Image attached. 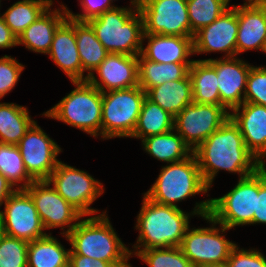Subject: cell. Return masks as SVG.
Listing matches in <instances>:
<instances>
[{
  "label": "cell",
  "instance_id": "cell-46",
  "mask_svg": "<svg viewBox=\"0 0 266 267\" xmlns=\"http://www.w3.org/2000/svg\"><path fill=\"white\" fill-rule=\"evenodd\" d=\"M211 267H230V266L227 263H225V264H219V265L211 266Z\"/></svg>",
  "mask_w": 266,
  "mask_h": 267
},
{
  "label": "cell",
  "instance_id": "cell-16",
  "mask_svg": "<svg viewBox=\"0 0 266 267\" xmlns=\"http://www.w3.org/2000/svg\"><path fill=\"white\" fill-rule=\"evenodd\" d=\"M233 6V7H232ZM238 5H231L210 25L194 34V54L225 52L223 58L236 57Z\"/></svg>",
  "mask_w": 266,
  "mask_h": 267
},
{
  "label": "cell",
  "instance_id": "cell-31",
  "mask_svg": "<svg viewBox=\"0 0 266 267\" xmlns=\"http://www.w3.org/2000/svg\"><path fill=\"white\" fill-rule=\"evenodd\" d=\"M172 129H174V117L146 97L131 138L143 140Z\"/></svg>",
  "mask_w": 266,
  "mask_h": 267
},
{
  "label": "cell",
  "instance_id": "cell-6",
  "mask_svg": "<svg viewBox=\"0 0 266 267\" xmlns=\"http://www.w3.org/2000/svg\"><path fill=\"white\" fill-rule=\"evenodd\" d=\"M209 190L193 153L180 162L162 166L158 178L144 194L156 203L178 207L176 203Z\"/></svg>",
  "mask_w": 266,
  "mask_h": 267
},
{
  "label": "cell",
  "instance_id": "cell-11",
  "mask_svg": "<svg viewBox=\"0 0 266 267\" xmlns=\"http://www.w3.org/2000/svg\"><path fill=\"white\" fill-rule=\"evenodd\" d=\"M144 34L191 36L187 0H140Z\"/></svg>",
  "mask_w": 266,
  "mask_h": 267
},
{
  "label": "cell",
  "instance_id": "cell-23",
  "mask_svg": "<svg viewBox=\"0 0 266 267\" xmlns=\"http://www.w3.org/2000/svg\"><path fill=\"white\" fill-rule=\"evenodd\" d=\"M67 17L64 4H61V8L54 10L50 5L35 22L17 37V45H24L25 48L35 53L47 54L57 28Z\"/></svg>",
  "mask_w": 266,
  "mask_h": 267
},
{
  "label": "cell",
  "instance_id": "cell-5",
  "mask_svg": "<svg viewBox=\"0 0 266 267\" xmlns=\"http://www.w3.org/2000/svg\"><path fill=\"white\" fill-rule=\"evenodd\" d=\"M72 83L76 88L42 115L78 128L95 138L101 136L102 92L88 80Z\"/></svg>",
  "mask_w": 266,
  "mask_h": 267
},
{
  "label": "cell",
  "instance_id": "cell-28",
  "mask_svg": "<svg viewBox=\"0 0 266 267\" xmlns=\"http://www.w3.org/2000/svg\"><path fill=\"white\" fill-rule=\"evenodd\" d=\"M191 65L192 63H155L139 54V87L147 92L166 82L184 79L189 74Z\"/></svg>",
  "mask_w": 266,
  "mask_h": 267
},
{
  "label": "cell",
  "instance_id": "cell-30",
  "mask_svg": "<svg viewBox=\"0 0 266 267\" xmlns=\"http://www.w3.org/2000/svg\"><path fill=\"white\" fill-rule=\"evenodd\" d=\"M34 122L27 107L0 102V143L17 145Z\"/></svg>",
  "mask_w": 266,
  "mask_h": 267
},
{
  "label": "cell",
  "instance_id": "cell-51",
  "mask_svg": "<svg viewBox=\"0 0 266 267\" xmlns=\"http://www.w3.org/2000/svg\"><path fill=\"white\" fill-rule=\"evenodd\" d=\"M243 2H254L255 3V0H245Z\"/></svg>",
  "mask_w": 266,
  "mask_h": 267
},
{
  "label": "cell",
  "instance_id": "cell-29",
  "mask_svg": "<svg viewBox=\"0 0 266 267\" xmlns=\"http://www.w3.org/2000/svg\"><path fill=\"white\" fill-rule=\"evenodd\" d=\"M193 102L220 105L218 77L216 69L208 62L194 60L189 68Z\"/></svg>",
  "mask_w": 266,
  "mask_h": 267
},
{
  "label": "cell",
  "instance_id": "cell-19",
  "mask_svg": "<svg viewBox=\"0 0 266 267\" xmlns=\"http://www.w3.org/2000/svg\"><path fill=\"white\" fill-rule=\"evenodd\" d=\"M230 117L238 125L248 150L266 165V107L244 102L230 112Z\"/></svg>",
  "mask_w": 266,
  "mask_h": 267
},
{
  "label": "cell",
  "instance_id": "cell-44",
  "mask_svg": "<svg viewBox=\"0 0 266 267\" xmlns=\"http://www.w3.org/2000/svg\"><path fill=\"white\" fill-rule=\"evenodd\" d=\"M15 190L16 188L0 173V210L1 206Z\"/></svg>",
  "mask_w": 266,
  "mask_h": 267
},
{
  "label": "cell",
  "instance_id": "cell-1",
  "mask_svg": "<svg viewBox=\"0 0 266 267\" xmlns=\"http://www.w3.org/2000/svg\"><path fill=\"white\" fill-rule=\"evenodd\" d=\"M193 153L209 189L220 170L238 173L240 179L255 173L263 166L246 147L238 125L231 117Z\"/></svg>",
  "mask_w": 266,
  "mask_h": 267
},
{
  "label": "cell",
  "instance_id": "cell-36",
  "mask_svg": "<svg viewBox=\"0 0 266 267\" xmlns=\"http://www.w3.org/2000/svg\"><path fill=\"white\" fill-rule=\"evenodd\" d=\"M28 241L2 234L0 267H27Z\"/></svg>",
  "mask_w": 266,
  "mask_h": 267
},
{
  "label": "cell",
  "instance_id": "cell-17",
  "mask_svg": "<svg viewBox=\"0 0 266 267\" xmlns=\"http://www.w3.org/2000/svg\"><path fill=\"white\" fill-rule=\"evenodd\" d=\"M138 58L139 55L109 53L87 80L102 93L139 86Z\"/></svg>",
  "mask_w": 266,
  "mask_h": 267
},
{
  "label": "cell",
  "instance_id": "cell-18",
  "mask_svg": "<svg viewBox=\"0 0 266 267\" xmlns=\"http://www.w3.org/2000/svg\"><path fill=\"white\" fill-rule=\"evenodd\" d=\"M201 61H208L216 69L220 105H223L229 112L242 105L251 65L238 57L209 58L201 59Z\"/></svg>",
  "mask_w": 266,
  "mask_h": 267
},
{
  "label": "cell",
  "instance_id": "cell-50",
  "mask_svg": "<svg viewBox=\"0 0 266 267\" xmlns=\"http://www.w3.org/2000/svg\"><path fill=\"white\" fill-rule=\"evenodd\" d=\"M46 2H48L51 6H53V0H44Z\"/></svg>",
  "mask_w": 266,
  "mask_h": 267
},
{
  "label": "cell",
  "instance_id": "cell-25",
  "mask_svg": "<svg viewBox=\"0 0 266 267\" xmlns=\"http://www.w3.org/2000/svg\"><path fill=\"white\" fill-rule=\"evenodd\" d=\"M76 45L81 60V81H85L106 59L109 52L97 39L94 29L88 22L74 20ZM88 71L87 75L84 72Z\"/></svg>",
  "mask_w": 266,
  "mask_h": 267
},
{
  "label": "cell",
  "instance_id": "cell-33",
  "mask_svg": "<svg viewBox=\"0 0 266 267\" xmlns=\"http://www.w3.org/2000/svg\"><path fill=\"white\" fill-rule=\"evenodd\" d=\"M0 173L16 190L26 189L35 181L28 174L17 145L0 143Z\"/></svg>",
  "mask_w": 266,
  "mask_h": 267
},
{
  "label": "cell",
  "instance_id": "cell-34",
  "mask_svg": "<svg viewBox=\"0 0 266 267\" xmlns=\"http://www.w3.org/2000/svg\"><path fill=\"white\" fill-rule=\"evenodd\" d=\"M226 0H187V10L191 24V37L201 28L210 25L229 8Z\"/></svg>",
  "mask_w": 266,
  "mask_h": 267
},
{
  "label": "cell",
  "instance_id": "cell-3",
  "mask_svg": "<svg viewBox=\"0 0 266 267\" xmlns=\"http://www.w3.org/2000/svg\"><path fill=\"white\" fill-rule=\"evenodd\" d=\"M83 218L64 235L71 245L69 255L99 259L110 262L114 267H132L127 262L131 257L130 249L117 236L107 212Z\"/></svg>",
  "mask_w": 266,
  "mask_h": 267
},
{
  "label": "cell",
  "instance_id": "cell-4",
  "mask_svg": "<svg viewBox=\"0 0 266 267\" xmlns=\"http://www.w3.org/2000/svg\"><path fill=\"white\" fill-rule=\"evenodd\" d=\"M88 23L109 53L139 55L143 46L144 27L138 7H115Z\"/></svg>",
  "mask_w": 266,
  "mask_h": 267
},
{
  "label": "cell",
  "instance_id": "cell-9",
  "mask_svg": "<svg viewBox=\"0 0 266 267\" xmlns=\"http://www.w3.org/2000/svg\"><path fill=\"white\" fill-rule=\"evenodd\" d=\"M256 195H258V170L238 179L234 188L225 195L211 198L208 215L229 229L240 225H251L256 211Z\"/></svg>",
  "mask_w": 266,
  "mask_h": 267
},
{
  "label": "cell",
  "instance_id": "cell-32",
  "mask_svg": "<svg viewBox=\"0 0 266 267\" xmlns=\"http://www.w3.org/2000/svg\"><path fill=\"white\" fill-rule=\"evenodd\" d=\"M50 6L44 0H21L12 4L1 16L18 37Z\"/></svg>",
  "mask_w": 266,
  "mask_h": 267
},
{
  "label": "cell",
  "instance_id": "cell-48",
  "mask_svg": "<svg viewBox=\"0 0 266 267\" xmlns=\"http://www.w3.org/2000/svg\"><path fill=\"white\" fill-rule=\"evenodd\" d=\"M261 51L265 52V54H266V39L264 41V44H263V47H262Z\"/></svg>",
  "mask_w": 266,
  "mask_h": 267
},
{
  "label": "cell",
  "instance_id": "cell-21",
  "mask_svg": "<svg viewBox=\"0 0 266 267\" xmlns=\"http://www.w3.org/2000/svg\"><path fill=\"white\" fill-rule=\"evenodd\" d=\"M266 39V4L245 2L238 5L236 56L249 50H260Z\"/></svg>",
  "mask_w": 266,
  "mask_h": 267
},
{
  "label": "cell",
  "instance_id": "cell-41",
  "mask_svg": "<svg viewBox=\"0 0 266 267\" xmlns=\"http://www.w3.org/2000/svg\"><path fill=\"white\" fill-rule=\"evenodd\" d=\"M253 224H266V165L258 169V195H256Z\"/></svg>",
  "mask_w": 266,
  "mask_h": 267
},
{
  "label": "cell",
  "instance_id": "cell-12",
  "mask_svg": "<svg viewBox=\"0 0 266 267\" xmlns=\"http://www.w3.org/2000/svg\"><path fill=\"white\" fill-rule=\"evenodd\" d=\"M230 117L223 105L192 102L174 117V130L194 151Z\"/></svg>",
  "mask_w": 266,
  "mask_h": 267
},
{
  "label": "cell",
  "instance_id": "cell-15",
  "mask_svg": "<svg viewBox=\"0 0 266 267\" xmlns=\"http://www.w3.org/2000/svg\"><path fill=\"white\" fill-rule=\"evenodd\" d=\"M28 174L35 180H47L55 170L61 147L35 121L17 144Z\"/></svg>",
  "mask_w": 266,
  "mask_h": 267
},
{
  "label": "cell",
  "instance_id": "cell-24",
  "mask_svg": "<svg viewBox=\"0 0 266 267\" xmlns=\"http://www.w3.org/2000/svg\"><path fill=\"white\" fill-rule=\"evenodd\" d=\"M146 97L175 117L193 102L192 84L189 74L184 79L169 81L150 88Z\"/></svg>",
  "mask_w": 266,
  "mask_h": 267
},
{
  "label": "cell",
  "instance_id": "cell-22",
  "mask_svg": "<svg viewBox=\"0 0 266 267\" xmlns=\"http://www.w3.org/2000/svg\"><path fill=\"white\" fill-rule=\"evenodd\" d=\"M72 81H81V60L76 45L74 19L67 17L57 28L47 53Z\"/></svg>",
  "mask_w": 266,
  "mask_h": 267
},
{
  "label": "cell",
  "instance_id": "cell-27",
  "mask_svg": "<svg viewBox=\"0 0 266 267\" xmlns=\"http://www.w3.org/2000/svg\"><path fill=\"white\" fill-rule=\"evenodd\" d=\"M70 249L52 236H46L28 243L27 267H69Z\"/></svg>",
  "mask_w": 266,
  "mask_h": 267
},
{
  "label": "cell",
  "instance_id": "cell-13",
  "mask_svg": "<svg viewBox=\"0 0 266 267\" xmlns=\"http://www.w3.org/2000/svg\"><path fill=\"white\" fill-rule=\"evenodd\" d=\"M2 232L28 242L46 236L34 201L25 189L15 190L0 210Z\"/></svg>",
  "mask_w": 266,
  "mask_h": 267
},
{
  "label": "cell",
  "instance_id": "cell-37",
  "mask_svg": "<svg viewBox=\"0 0 266 267\" xmlns=\"http://www.w3.org/2000/svg\"><path fill=\"white\" fill-rule=\"evenodd\" d=\"M244 102L266 107V66H251L247 77Z\"/></svg>",
  "mask_w": 266,
  "mask_h": 267
},
{
  "label": "cell",
  "instance_id": "cell-20",
  "mask_svg": "<svg viewBox=\"0 0 266 267\" xmlns=\"http://www.w3.org/2000/svg\"><path fill=\"white\" fill-rule=\"evenodd\" d=\"M147 46H142L141 55L155 63H193L189 56L194 54L193 37L144 34Z\"/></svg>",
  "mask_w": 266,
  "mask_h": 267
},
{
  "label": "cell",
  "instance_id": "cell-45",
  "mask_svg": "<svg viewBox=\"0 0 266 267\" xmlns=\"http://www.w3.org/2000/svg\"><path fill=\"white\" fill-rule=\"evenodd\" d=\"M115 1V0H114ZM140 0H131L130 3L132 7H138Z\"/></svg>",
  "mask_w": 266,
  "mask_h": 267
},
{
  "label": "cell",
  "instance_id": "cell-43",
  "mask_svg": "<svg viewBox=\"0 0 266 267\" xmlns=\"http://www.w3.org/2000/svg\"><path fill=\"white\" fill-rule=\"evenodd\" d=\"M17 46V36L5 23L0 13V49L12 48Z\"/></svg>",
  "mask_w": 266,
  "mask_h": 267
},
{
  "label": "cell",
  "instance_id": "cell-35",
  "mask_svg": "<svg viewBox=\"0 0 266 267\" xmlns=\"http://www.w3.org/2000/svg\"><path fill=\"white\" fill-rule=\"evenodd\" d=\"M135 256L149 267H193L180 247L145 249Z\"/></svg>",
  "mask_w": 266,
  "mask_h": 267
},
{
  "label": "cell",
  "instance_id": "cell-42",
  "mask_svg": "<svg viewBox=\"0 0 266 267\" xmlns=\"http://www.w3.org/2000/svg\"><path fill=\"white\" fill-rule=\"evenodd\" d=\"M69 267H114L110 262L83 255H69Z\"/></svg>",
  "mask_w": 266,
  "mask_h": 267
},
{
  "label": "cell",
  "instance_id": "cell-14",
  "mask_svg": "<svg viewBox=\"0 0 266 267\" xmlns=\"http://www.w3.org/2000/svg\"><path fill=\"white\" fill-rule=\"evenodd\" d=\"M25 190L33 199L45 230L60 227V234L67 235L83 217L47 180L34 181Z\"/></svg>",
  "mask_w": 266,
  "mask_h": 267
},
{
  "label": "cell",
  "instance_id": "cell-8",
  "mask_svg": "<svg viewBox=\"0 0 266 267\" xmlns=\"http://www.w3.org/2000/svg\"><path fill=\"white\" fill-rule=\"evenodd\" d=\"M202 218L212 226L192 229L189 226L180 246L183 254L193 267H211L227 263L232 249L237 245L225 238L224 233L229 228L218 224L209 215ZM217 224L220 226L216 227Z\"/></svg>",
  "mask_w": 266,
  "mask_h": 267
},
{
  "label": "cell",
  "instance_id": "cell-49",
  "mask_svg": "<svg viewBox=\"0 0 266 267\" xmlns=\"http://www.w3.org/2000/svg\"><path fill=\"white\" fill-rule=\"evenodd\" d=\"M3 234L2 232V222H1V217H0V236Z\"/></svg>",
  "mask_w": 266,
  "mask_h": 267
},
{
  "label": "cell",
  "instance_id": "cell-2",
  "mask_svg": "<svg viewBox=\"0 0 266 267\" xmlns=\"http://www.w3.org/2000/svg\"><path fill=\"white\" fill-rule=\"evenodd\" d=\"M209 209L210 199L196 202L193 211L188 213L179 207L156 203L144 194L135 226L139 236L133 251L130 250L131 257L145 249L180 247L190 226L189 218L208 215Z\"/></svg>",
  "mask_w": 266,
  "mask_h": 267
},
{
  "label": "cell",
  "instance_id": "cell-39",
  "mask_svg": "<svg viewBox=\"0 0 266 267\" xmlns=\"http://www.w3.org/2000/svg\"><path fill=\"white\" fill-rule=\"evenodd\" d=\"M230 267H266V257L257 249L244 250L236 245L227 260Z\"/></svg>",
  "mask_w": 266,
  "mask_h": 267
},
{
  "label": "cell",
  "instance_id": "cell-40",
  "mask_svg": "<svg viewBox=\"0 0 266 267\" xmlns=\"http://www.w3.org/2000/svg\"><path fill=\"white\" fill-rule=\"evenodd\" d=\"M114 0H80L82 7V14H74L66 7L67 16L79 21L88 22L90 19L100 16L107 10L115 8L113 3Z\"/></svg>",
  "mask_w": 266,
  "mask_h": 267
},
{
  "label": "cell",
  "instance_id": "cell-38",
  "mask_svg": "<svg viewBox=\"0 0 266 267\" xmlns=\"http://www.w3.org/2000/svg\"><path fill=\"white\" fill-rule=\"evenodd\" d=\"M24 68L11 56L0 57V99L14 89Z\"/></svg>",
  "mask_w": 266,
  "mask_h": 267
},
{
  "label": "cell",
  "instance_id": "cell-10",
  "mask_svg": "<svg viewBox=\"0 0 266 267\" xmlns=\"http://www.w3.org/2000/svg\"><path fill=\"white\" fill-rule=\"evenodd\" d=\"M47 181L84 217L98 213L99 210L90 205L104 193L105 188L89 173L59 161Z\"/></svg>",
  "mask_w": 266,
  "mask_h": 267
},
{
  "label": "cell",
  "instance_id": "cell-26",
  "mask_svg": "<svg viewBox=\"0 0 266 267\" xmlns=\"http://www.w3.org/2000/svg\"><path fill=\"white\" fill-rule=\"evenodd\" d=\"M141 142L144 151L167 164L180 162L193 154L191 148L174 129L146 137Z\"/></svg>",
  "mask_w": 266,
  "mask_h": 267
},
{
  "label": "cell",
  "instance_id": "cell-47",
  "mask_svg": "<svg viewBox=\"0 0 266 267\" xmlns=\"http://www.w3.org/2000/svg\"><path fill=\"white\" fill-rule=\"evenodd\" d=\"M255 3L266 4V0H255Z\"/></svg>",
  "mask_w": 266,
  "mask_h": 267
},
{
  "label": "cell",
  "instance_id": "cell-7",
  "mask_svg": "<svg viewBox=\"0 0 266 267\" xmlns=\"http://www.w3.org/2000/svg\"><path fill=\"white\" fill-rule=\"evenodd\" d=\"M145 98L139 86L103 92L101 138L131 137Z\"/></svg>",
  "mask_w": 266,
  "mask_h": 267
}]
</instances>
